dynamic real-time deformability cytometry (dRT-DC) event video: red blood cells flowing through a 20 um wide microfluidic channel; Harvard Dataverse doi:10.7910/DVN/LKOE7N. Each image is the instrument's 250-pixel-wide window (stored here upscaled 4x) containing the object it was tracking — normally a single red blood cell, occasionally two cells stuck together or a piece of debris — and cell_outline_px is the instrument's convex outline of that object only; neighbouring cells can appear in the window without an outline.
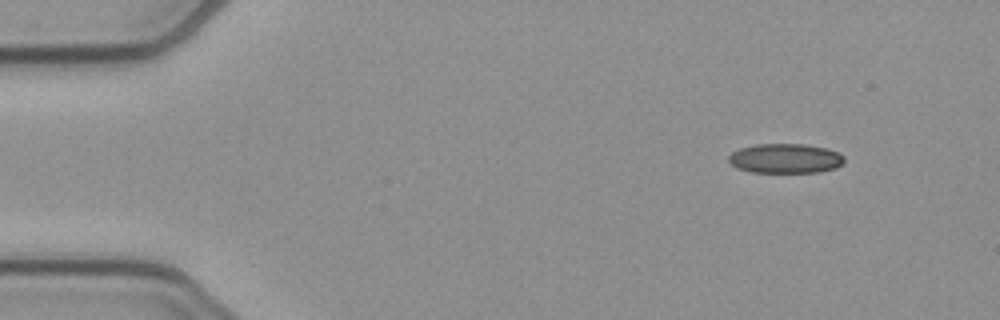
{"species": "common noctule bat (a hibernating species)", "species_latin": "Nyctalus noctula", "temperature_condition": "cold", "stored_images_in_passage": 48, "camera_frame_rate_fps": 3000, "um_per_image_px": 0.085, "animal": {"sex": "female", "body_mass_g": 21.9}, "frame": {"image": 1, "passage_image": 1, "time_ms": 0.0, "image_size_px": [1000, 320], "cell_outline_px": [[844, 164], [836, 168], [820, 172], [752, 172], [736, 168], [728, 160], [728, 156], [732, 152], [740, 148], [756, 144], [804, 144], [828, 148], [844, 156]], "centroid_in_image_um": [66.77, 13.47], "position_along_channel_um": 18.2, "area_um2": 20.06}}
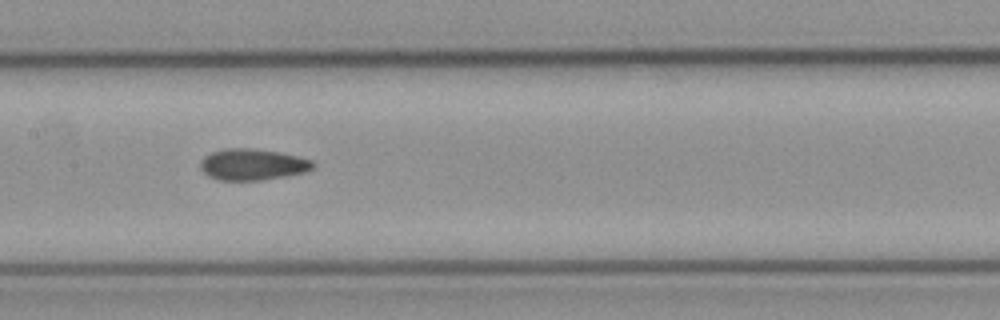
{"frame": {"image": 2, "passage_image": 21, "time_ms": 6.667, "image_size_px": [1000, 320], "cell_outline_px": [[316, 164], [312, 168], [304, 172], [284, 176], [260, 180], [220, 180], [208, 176], [200, 168], [200, 160], [204, 156], [212, 152], [224, 148], [248, 148], [280, 152], [312, 160]], "centroid_in_image_um": [21.44, 13.97], "position_along_channel_um": 186.0, "area_um2": 20.46}}
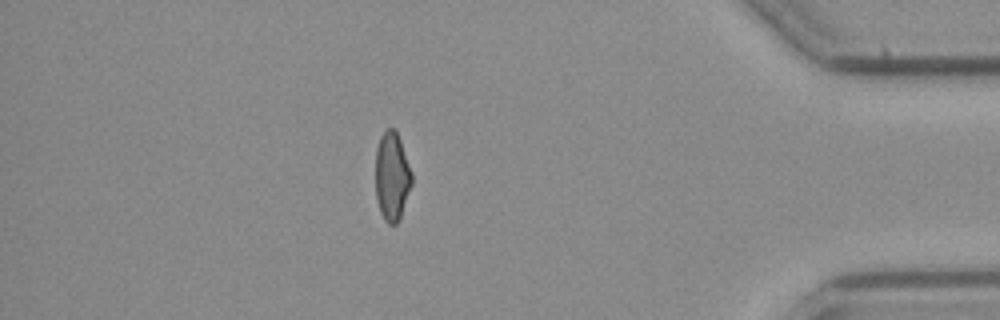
{"frame": {"image": 3, "passage_image": 41, "time_ms": 13.333, "image_size_px": [1000, 320], "cell_outline_px": [[412, 184], [400, 220], [396, 224], [388, 224], [384, 220], [380, 212], [376, 196], [376, 148], [380, 136], [388, 128], [392, 128], [396, 132], [400, 140], [412, 172]], "centroid_in_image_um": [33.32, 15.03], "position_along_channel_um": 401.9, "area_um2": 18.79}, "authors_computed_cell_mechanics": {"area_um2": 20.0855, "velocity_mm_per_s": 3.8932, "shape_relaxation_time_tau1_ms": null, "shape_relaxation_time_tau2_ms": 2.8231, "deformation_change_tau1": null, "deformation_change_tau2": 0.0837}}